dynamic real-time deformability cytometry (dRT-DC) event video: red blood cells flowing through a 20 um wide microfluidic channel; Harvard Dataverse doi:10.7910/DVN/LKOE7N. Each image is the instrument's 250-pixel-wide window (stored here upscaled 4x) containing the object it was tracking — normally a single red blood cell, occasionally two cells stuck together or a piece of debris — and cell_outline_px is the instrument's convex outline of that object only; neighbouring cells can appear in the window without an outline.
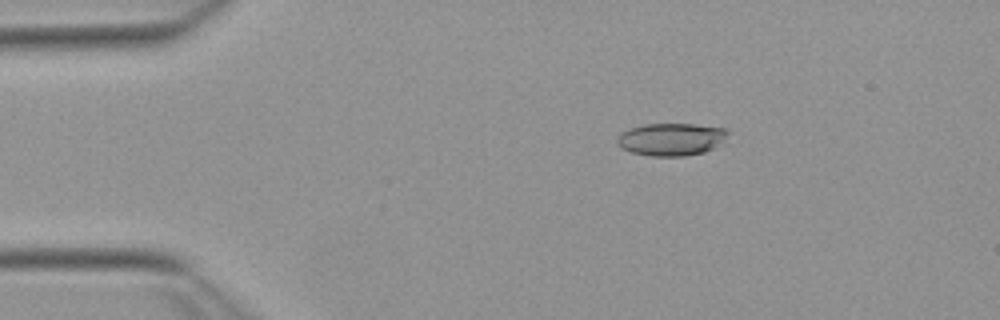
{"species": "Egyptian fruit bat (a non-hibernating species)", "species_latin": "Rousettus aegyptiacus", "temperature_condition": "warm", "stored_images_in_passage": 51, "camera_frame_rate_fps": 3000, "um_per_image_px": 0.085, "animal": {"sex": "female"}, "frame": {"image": 1, "passage_image": 8, "time_ms": 2.333, "image_size_px": [1000, 320], "cell_outline_px": [[732, 132], [724, 140], [712, 148], [704, 152], [684, 156], [652, 156], [632, 152], [620, 148], [616, 144], [616, 136], [620, 132], [644, 124], [696, 124], [724, 128]], "centroid_in_image_um": [57.04, 11.83], "position_along_channel_um": 28.0, "area_um2": 21.15}}
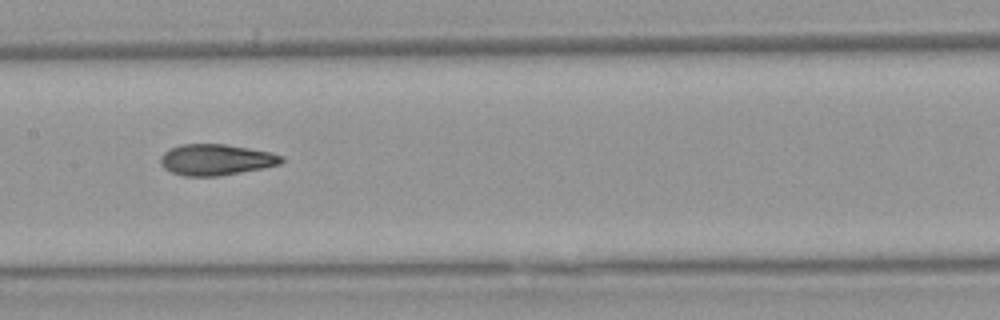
{"frame": {"image": 2, "passage_image": 25, "time_ms": 8.0, "image_size_px": [1000, 320], "cell_outline_px": [[284, 160], [280, 164], [264, 168], [220, 176], [184, 176], [172, 172], [164, 168], [160, 164], [160, 156], [168, 148], [180, 144], [224, 144], [272, 152], [284, 156]], "centroid_in_image_um": [18.36, 13.57], "position_along_channel_um": 189.0, "area_um2": 22.14}}
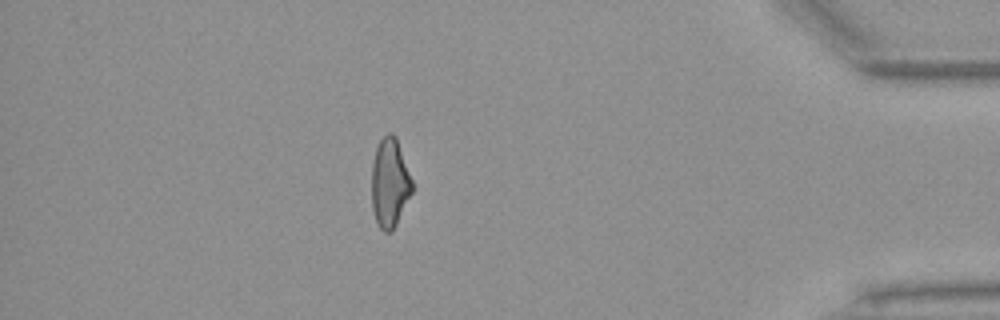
{"frame": {"image": 3, "passage_image": 45, "time_ms": 14.667, "image_size_px": [1000, 320], "cell_outline_px": [[412, 192], [392, 232], [384, 232], [376, 224], [372, 208], [372, 164], [376, 148], [380, 140], [388, 132], [392, 132], [396, 136], [412, 180]], "centroid_in_image_um": [33.12, 15.55], "position_along_channel_um": 402.1, "area_um2": 20.98}, "authors_computed_cell_mechanics": {"area_um2": 21.7328, "velocity_mm_per_s": 3.8796, "shape_relaxation_time_tau1_ms": null, "shape_relaxation_time_tau2_ms": 2.258, "deformation_change_tau1": null, "deformation_change_tau2": 0.1061}}